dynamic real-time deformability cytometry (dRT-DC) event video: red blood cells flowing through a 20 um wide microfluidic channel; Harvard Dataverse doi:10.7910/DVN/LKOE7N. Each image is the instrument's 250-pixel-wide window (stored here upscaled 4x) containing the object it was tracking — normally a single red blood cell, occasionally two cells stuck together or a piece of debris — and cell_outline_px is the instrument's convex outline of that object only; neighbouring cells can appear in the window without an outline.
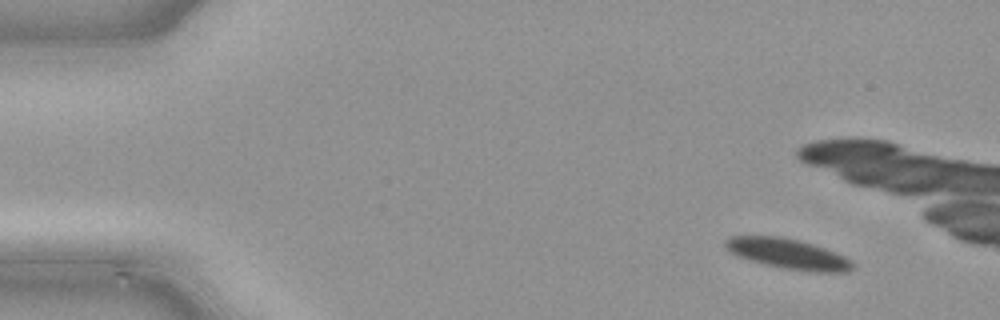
{"species": "common noctule bat (a hibernating species)", "species_latin": "Nyctalus noctula", "temperature_condition": "cold", "stored_images_in_passage": 15, "camera_frame_rate_fps": 3000, "um_per_image_px": 0.085, "animal": {"sex": "male", "body_mass_g": 21.5, "forearm_length_mm": 52.0}, "frame": {"image": 1, "passage_image": 5, "time_ms": 1.333, "image_size_px": [1000, 320], "cell_outline_px": [[852, 268], [848, 272], [808, 272], [784, 268], [764, 264], [736, 256], [728, 252], [724, 244], [724, 240], [732, 236], [776, 236], [796, 240], [812, 244], [824, 248], [848, 260], [852, 264]], "centroid_in_image_um": [66.88, 21.58], "position_along_channel_um": 18.1, "area_um2": 22.02}}